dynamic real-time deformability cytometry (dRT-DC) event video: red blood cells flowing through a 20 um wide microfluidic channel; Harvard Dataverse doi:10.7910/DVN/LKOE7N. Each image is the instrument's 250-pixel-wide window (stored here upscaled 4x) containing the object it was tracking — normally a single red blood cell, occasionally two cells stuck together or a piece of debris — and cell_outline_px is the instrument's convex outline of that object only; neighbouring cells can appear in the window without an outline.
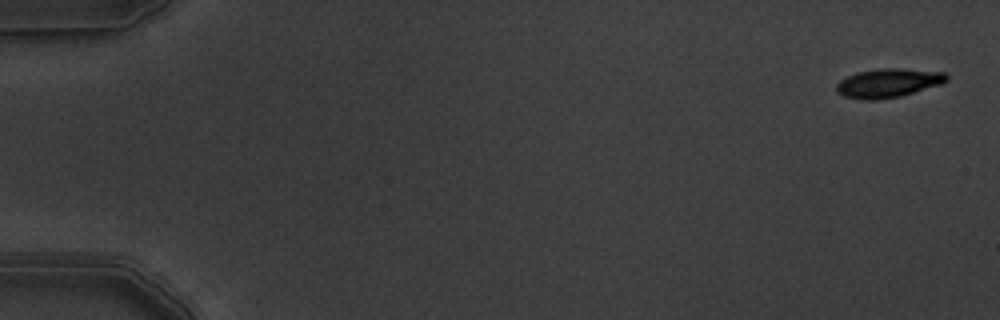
{"species": "common noctule bat (a hibernating species)", "species_latin": "Nyctalus noctula", "temperature_condition": "warm", "stored_images_in_passage": 4, "camera_frame_rate_fps": 3000, "um_per_image_px": 0.085, "animal": {"sex": "male", "body_mass_g": 19.5, "forearm_length_mm": 54.6}, "frame": {"image": 1, "passage_image": 1, "time_ms": 0.0, "image_size_px": [1000, 320], "cell_outline_px": [[948, 80], [944, 84], [900, 96], [876, 100], [860, 100], [844, 96], [836, 92], [836, 84], [840, 80], [856, 72], [884, 68], [900, 68], [944, 72], [948, 76]], "centroid_in_image_um": [75.51, 7.06], "position_along_channel_um": 9.5, "area_um2": 18.73}}